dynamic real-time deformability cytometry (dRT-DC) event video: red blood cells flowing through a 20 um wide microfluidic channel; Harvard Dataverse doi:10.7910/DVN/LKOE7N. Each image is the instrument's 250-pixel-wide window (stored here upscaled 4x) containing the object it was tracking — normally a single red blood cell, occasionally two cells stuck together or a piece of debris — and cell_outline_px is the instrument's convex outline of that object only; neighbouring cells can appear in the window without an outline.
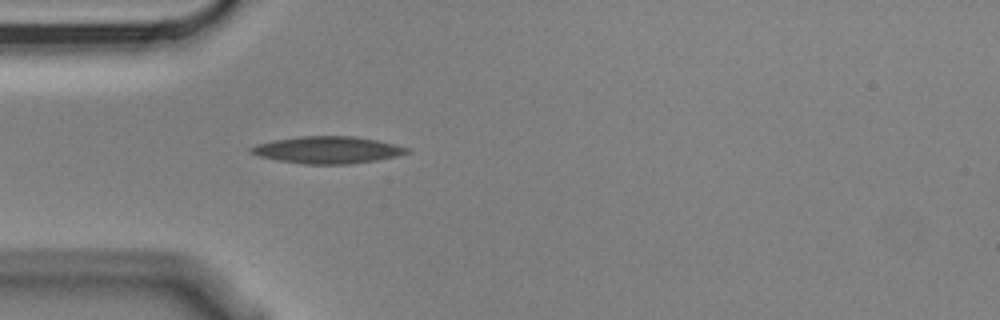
{"species": "Egyptian fruit bat (a non-hibernating species)", "species_latin": "Rousettus aegyptiacus", "temperature_condition": "cold", "stored_images_in_passage": 4, "camera_frame_rate_fps": 3000, "um_per_image_px": 0.085, "animal": {"sex": "male"}, "frame": {"image": 1, "passage_image": 4, "time_ms": 1.0, "image_size_px": [1000, 320], "cell_outline_px": [[412, 148], [408, 152], [396, 156], [376, 160], [352, 164], [304, 164], [280, 160], [260, 156], [248, 152], [248, 148], [256, 144], [272, 140], [300, 136], [356, 136], [396, 144]], "centroid_in_image_um": [27.84, 12.73], "position_along_channel_um": 57.2, "area_um2": 24.62}}